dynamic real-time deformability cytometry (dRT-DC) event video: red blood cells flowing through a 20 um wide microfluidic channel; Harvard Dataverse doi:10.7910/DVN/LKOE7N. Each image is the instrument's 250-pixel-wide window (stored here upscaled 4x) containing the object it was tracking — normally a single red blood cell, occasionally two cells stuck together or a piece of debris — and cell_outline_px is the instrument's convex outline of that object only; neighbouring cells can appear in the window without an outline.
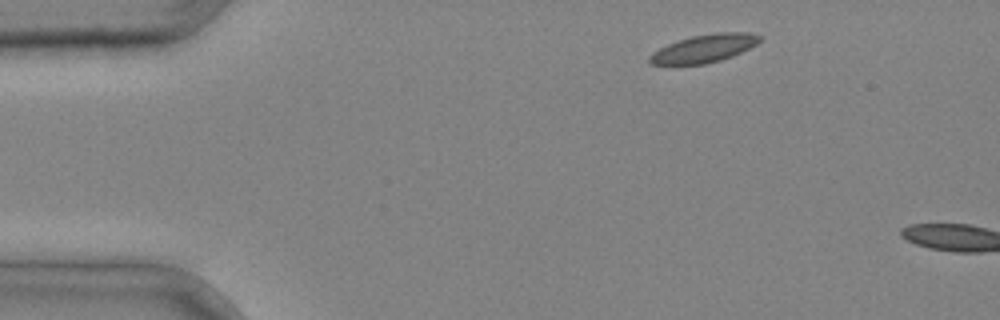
{"species": "common noctule bat (a hibernating species)", "species_latin": "Nyctalus noctula", "temperature_condition": "cold", "stored_images_in_passage": 3, "camera_frame_rate_fps": 3000, "um_per_image_px": 0.085, "animal": {"sex": "male", "body_mass_g": 20.4}, "frame": {"image": 1, "passage_image": 3, "time_ms": 0.667, "image_size_px": [1000, 320], "cell_outline_px": [[764, 36], [756, 44], [732, 56], [720, 60], [704, 64], [672, 68], [648, 64], [648, 56], [652, 52], [676, 40], [692, 36], [716, 32], [748, 32]], "centroid_in_image_um": [59.73, 4.17], "position_along_channel_um": 25.3, "area_um2": 18.73}}